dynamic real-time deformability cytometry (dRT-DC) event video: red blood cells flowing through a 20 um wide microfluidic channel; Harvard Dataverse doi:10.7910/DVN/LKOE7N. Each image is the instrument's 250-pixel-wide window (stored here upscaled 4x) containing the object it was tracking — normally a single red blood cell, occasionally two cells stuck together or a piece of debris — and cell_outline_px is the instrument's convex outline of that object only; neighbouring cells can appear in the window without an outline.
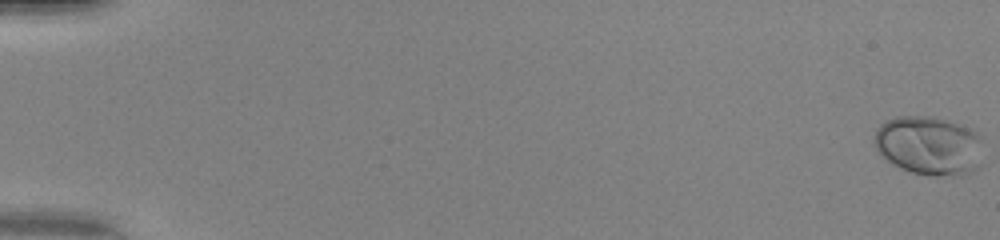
{"species": "human", "species_latin": "Homo sapiens", "temperature_condition": "warm", "stored_images_in_passage": 51, "camera_frame_rate_fps": 3000, "um_per_image_px": 0.085, "donor": {"sex": "female"}, "frame": {"image": 1, "passage_image": 1, "time_ms": 0.0, "image_size_px": [1000, 240], "cell_outline_px": [[984, 164], [980, 168], [972, 172], [960, 176], [932, 176], [912, 172], [900, 168], [884, 160], [876, 152], [872, 144], [872, 136], [876, 128], [880, 124], [896, 116], [936, 116], [972, 128], [980, 136]], "centroid_in_image_um": [78.96, 12.39], "position_along_channel_um": 6.0, "area_um2": 38.9}}
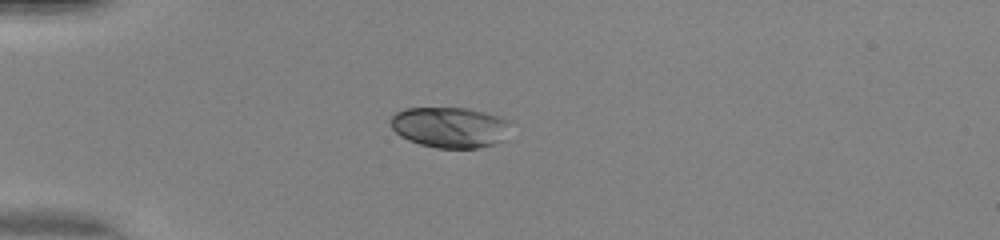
{"frame": {"image": 2, "passage_image": 16, "time_ms": 5.0, "image_size_px": [1000, 240], "cell_outline_px": [[508, 120], [500, 140], [492, 144], [476, 148], [436, 148], [420, 144], [408, 140], [400, 136], [392, 128], [392, 116], [396, 112], [404, 108], [468, 108], [500, 116]], "centroid_in_image_um": [38.15, 10.81], "position_along_channel_um": 46.8, "area_um2": 27.86}}
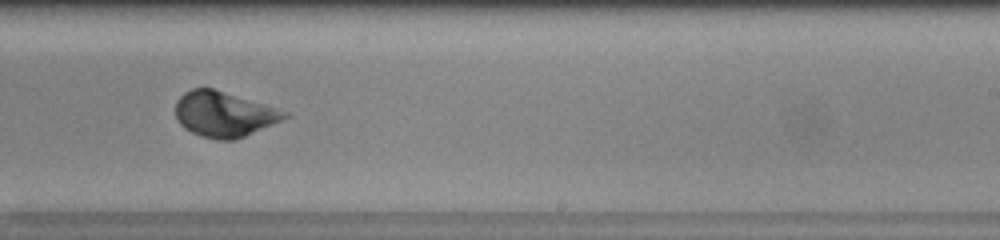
{"frame": {"image": 3, "passage_image": 34, "time_ms": 11.0, "image_size_px": [1000, 240], "cell_outline_px": [[292, 116], [236, 140], [220, 140], [200, 136], [184, 128], [176, 120], [176, 100], [184, 92], [192, 88], [212, 88], [264, 104], [288, 112]], "centroid_in_image_um": [19.03, 9.72], "position_along_channel_um": 270.0, "area_um2": 28.78}, "authors_computed_cell_mechanics": {"area_um2": 28.322, "velocity_mm_per_s": 4.1911, "shape_relaxation_time_tau1_ms": 3.4886, "shape_relaxation_time_tau2_ms": null, "deformation_change_tau1": 0.1897, "deformation_change_tau2": null}}